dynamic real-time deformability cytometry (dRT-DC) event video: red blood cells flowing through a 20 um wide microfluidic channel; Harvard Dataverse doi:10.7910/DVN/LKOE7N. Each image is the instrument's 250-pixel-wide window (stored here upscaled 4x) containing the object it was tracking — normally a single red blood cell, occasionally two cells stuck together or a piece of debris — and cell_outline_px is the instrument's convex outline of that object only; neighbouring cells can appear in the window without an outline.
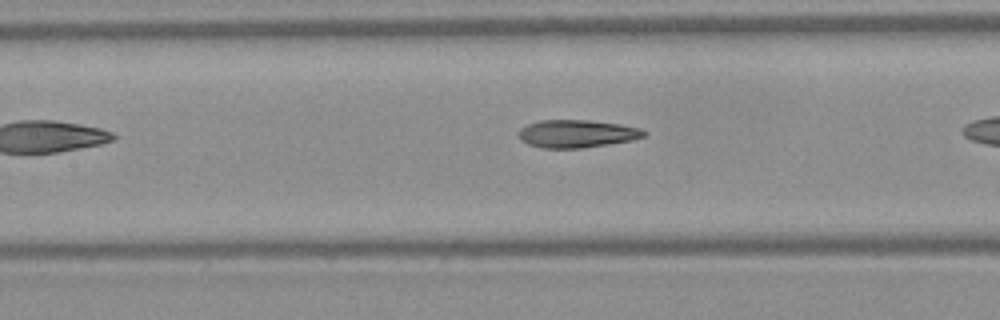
{"species": "Egyptian fruit bat (a non-hibernating species)", "species_latin": "Rousettus aegyptiacus", "temperature_condition": "warm", "stored_images_in_passage": 17, "camera_frame_rate_fps": 3000, "um_per_image_px": 0.085, "frame": {"image": 1, "passage_image": 6, "time_ms": 1.667, "image_size_px": [1000, 320], "cell_outline_px": [[648, 132], [644, 136], [632, 140], [608, 144], [580, 148], [540, 148], [528, 144], [520, 140], [520, 128], [528, 124], [540, 120], [588, 120], [620, 124], [640, 128]], "centroid_in_image_um": [49.03, 11.36], "position_along_channel_um": 158.4, "area_um2": 20.23}}
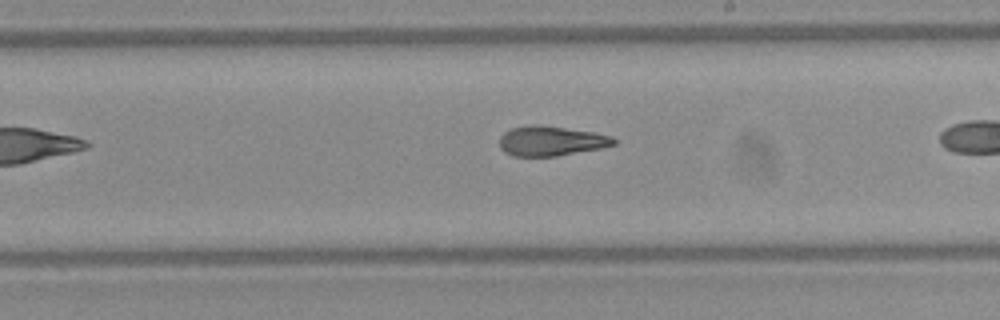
{"frame": {"image": 2, "passage_image": 12, "time_ms": 3.667, "image_size_px": [1000, 320], "cell_outline_px": [[616, 144], [600, 148], [556, 156], [512, 156], [504, 152], [500, 148], [500, 136], [504, 132], [512, 128], [532, 124], [540, 124], [592, 132], [612, 136], [616, 140]], "centroid_in_image_um": [46.81, 11.98], "position_along_channel_um": 242.2, "area_um2": 19.83}}
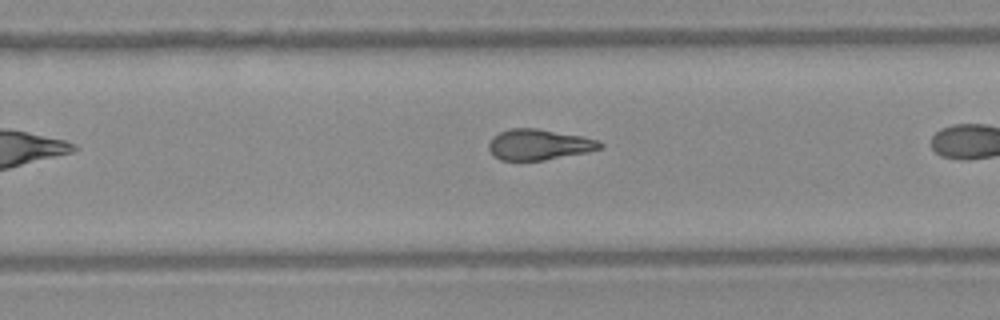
{"frame": {"image": 3, "passage_image": 15, "time_ms": 4.667, "image_size_px": [1000, 320], "cell_outline_px": [[604, 148], [588, 152], [544, 160], [500, 160], [492, 156], [488, 148], [488, 144], [492, 136], [500, 132], [512, 128], [536, 128], [580, 136], [600, 140], [604, 144]], "centroid_in_image_um": [45.81, 12.29], "position_along_channel_um": 284.0, "area_um2": 20.06}}